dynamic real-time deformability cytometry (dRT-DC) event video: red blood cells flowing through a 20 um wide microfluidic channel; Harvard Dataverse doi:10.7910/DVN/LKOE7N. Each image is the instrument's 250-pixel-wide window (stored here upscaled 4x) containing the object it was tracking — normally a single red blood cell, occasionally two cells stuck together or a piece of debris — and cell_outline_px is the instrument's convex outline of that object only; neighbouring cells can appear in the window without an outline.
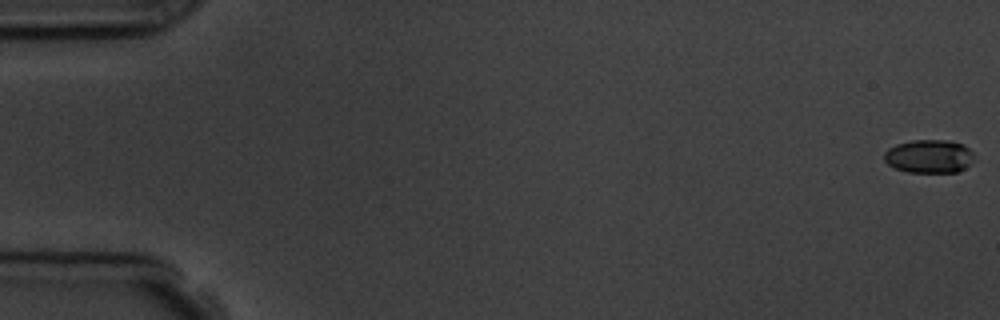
{"species": "common noctule bat (a hibernating species)", "species_latin": "Nyctalus noctula", "temperature_condition": "room temperature", "stored_images_in_passage": 16, "camera_frame_rate_fps": 3000, "um_per_image_px": 0.085, "animal": {"sex": "male", "body_mass_g": 19.5, "forearm_length_mm": 54.6}, "frame": {"image": 1, "passage_image": 1, "time_ms": 0.0, "image_size_px": [1000, 320], "cell_outline_px": [[972, 164], [956, 172], [908, 172], [896, 168], [888, 164], [884, 160], [884, 152], [888, 148], [896, 144], [912, 140], [948, 140], [964, 144], [972, 152]], "centroid_in_image_um": [78.96, 13.28], "position_along_channel_um": 6.0, "area_um2": 17.51}}
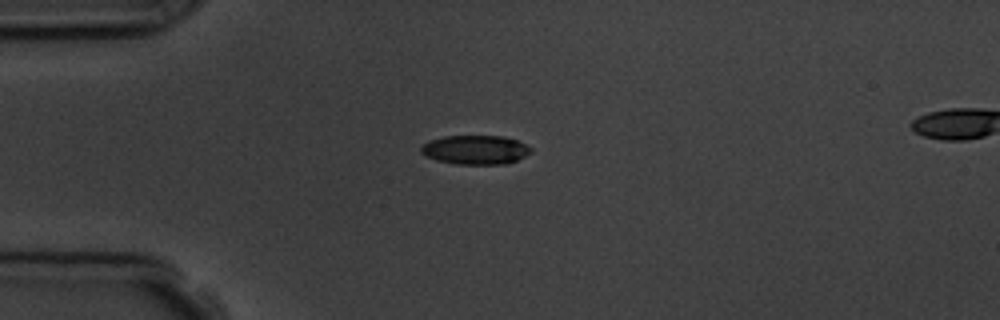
{"frame": {"image": 2, "passage_image": 5, "time_ms": 4.667, "image_size_px": [1000, 320], "cell_outline_px": [[532, 152], [516, 160], [504, 164], [456, 164], [436, 160], [420, 152], [420, 148], [424, 144], [432, 140], [444, 136], [504, 136], [516, 140], [532, 148]], "centroid_in_image_um": [40.42, 12.73], "position_along_channel_um": 44.6, "area_um2": 18.44}, "authors_computed_cell_mechanics": {"area_um2": 18.9584, "velocity_mm_per_s": 3.762, "shape_relaxation_time_tau1_ms": 3.2972, "shape_relaxation_time_tau2_ms": null, "deformation_change_tau1": 0.104, "deformation_change_tau2": null}}